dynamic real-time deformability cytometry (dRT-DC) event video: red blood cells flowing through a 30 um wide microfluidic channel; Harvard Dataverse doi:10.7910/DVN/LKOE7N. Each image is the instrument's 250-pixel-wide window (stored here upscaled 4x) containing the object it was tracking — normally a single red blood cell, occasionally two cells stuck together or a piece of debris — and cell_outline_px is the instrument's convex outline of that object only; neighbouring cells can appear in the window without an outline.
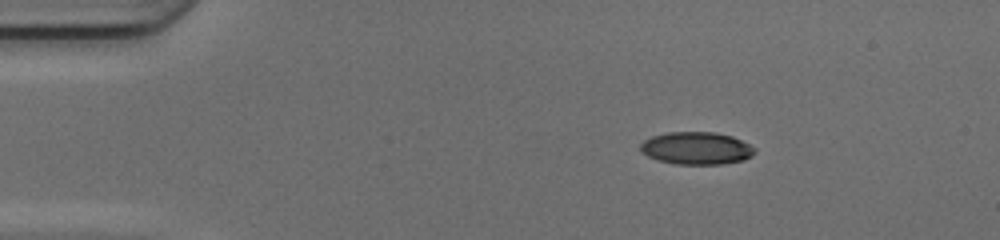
{"species": "common noctule bat (a hibernating species)", "species_latin": "Nyctalus noctula", "temperature_condition": "cold", "stored_images_in_passage": 42, "camera_frame_rate_fps": 3000, "um_per_image_px": 0.085, "animal": {"sex": "female", "body_mass_g": 17.0, "forearm_length_mm": 48.0}, "frame": {"image": 1, "passage_image": 1, "time_ms": 0.0, "image_size_px": [1000, 240], "cell_outline_px": [[756, 152], [752, 156], [744, 160], [720, 164], [676, 164], [660, 160], [648, 156], [640, 148], [640, 144], [644, 140], [652, 136], [668, 132], [712, 132], [732, 136], [756, 148]], "centroid_in_image_um": [59.22, 12.59], "position_along_channel_um": 25.8, "area_um2": 21.5}}
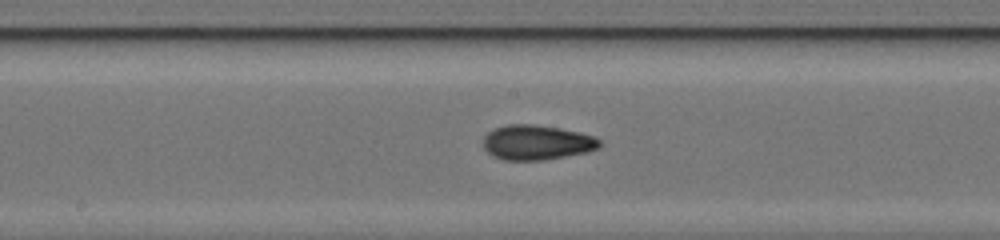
{"frame": {"image": 2, "passage_image": 19, "time_ms": 6.0, "image_size_px": [1000, 240], "cell_outline_px": [[600, 144], [596, 148], [588, 152], [544, 160], [504, 160], [492, 156], [484, 148], [484, 136], [492, 128], [508, 124], [532, 124], [560, 128], [580, 132], [592, 136], [600, 140]], "centroid_in_image_um": [45.59, 12.1], "position_along_channel_um": 202.6, "area_um2": 23.64}}
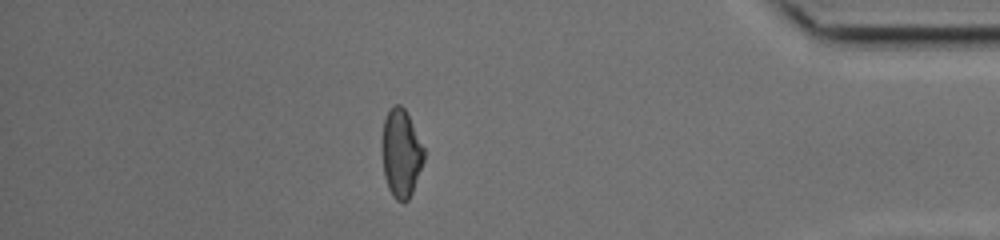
{"frame": {"image": 3, "passage_image": 36, "time_ms": 11.667, "image_size_px": [1000, 240], "cell_outline_px": [[424, 160], [412, 192], [408, 200], [404, 204], [396, 200], [392, 196], [388, 188], [384, 176], [380, 144], [384, 120], [392, 104], [400, 104], [404, 108], [424, 148]], "centroid_in_image_um": [34.05, 13.05], "position_along_channel_um": 401.1, "area_um2": 21.73}, "authors_computed_cell_mechanics": {"area_um2": 22.1952, "velocity_mm_per_s": 4.2063, "shape_relaxation_time_tau1_ms": 5.0742, "shape_relaxation_time_tau2_ms": 1.8213, "deformation_change_tau1": 0.1889, "deformation_change_tau2": 0.0743}}